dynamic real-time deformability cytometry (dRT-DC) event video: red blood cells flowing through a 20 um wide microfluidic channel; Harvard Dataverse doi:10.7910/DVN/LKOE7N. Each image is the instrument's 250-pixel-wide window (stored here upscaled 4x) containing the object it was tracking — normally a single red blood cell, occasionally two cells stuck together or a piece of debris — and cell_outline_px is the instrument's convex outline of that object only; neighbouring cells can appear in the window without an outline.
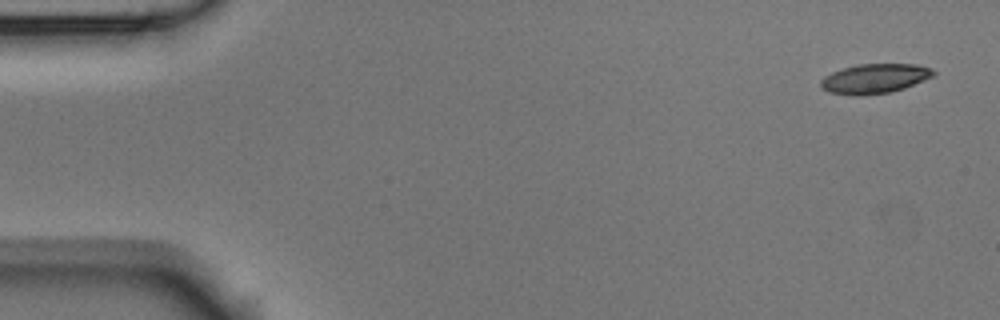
{"species": "Egyptian fruit bat (a non-hibernating species)", "species_latin": "Rousettus aegyptiacus", "temperature_condition": "room temperature", "stored_images_in_passage": 3, "camera_frame_rate_fps": 3000, "um_per_image_px": 0.085, "animal": {"sex": "male"}, "frame": {"image": 1, "passage_image": 1, "time_ms": 0.0, "image_size_px": [1000, 320], "cell_outline_px": [[936, 72], [932, 76], [924, 80], [904, 88], [892, 92], [860, 96], [852, 96], [828, 92], [820, 88], [820, 80], [824, 76], [832, 72], [856, 64], [916, 64], [932, 68]], "centroid_in_image_um": [74.31, 6.69], "position_along_channel_um": 10.7, "area_um2": 19.65}}